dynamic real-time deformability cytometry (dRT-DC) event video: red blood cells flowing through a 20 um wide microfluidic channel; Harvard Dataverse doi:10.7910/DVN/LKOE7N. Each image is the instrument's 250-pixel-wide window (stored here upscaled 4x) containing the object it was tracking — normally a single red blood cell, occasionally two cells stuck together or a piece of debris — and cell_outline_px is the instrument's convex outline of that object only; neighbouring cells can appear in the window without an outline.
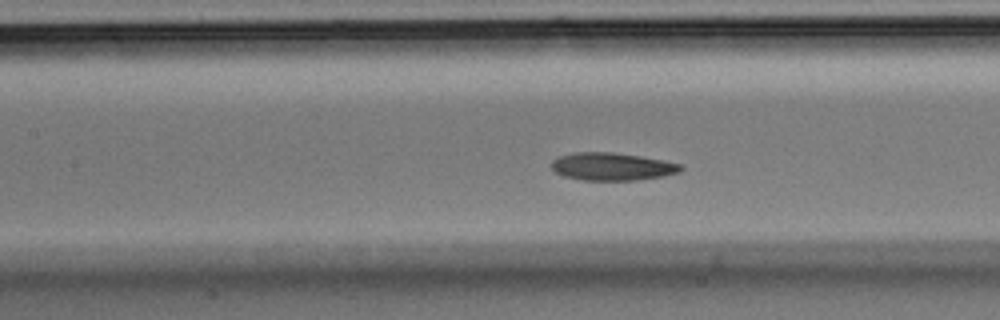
{"species": "Egyptian fruit bat (a non-hibernating species)", "species_latin": "Rousettus aegyptiacus", "temperature_condition": "room temperature", "stored_images_in_passage": 41, "camera_frame_rate_fps": 3000, "um_per_image_px": 0.085, "animal": {"sex": "male"}, "frame": {"image": 1, "passage_image": 13, "time_ms": 4.0, "image_size_px": [1000, 320], "cell_outline_px": [[684, 168], [680, 172], [664, 176], [636, 180], [584, 180], [564, 176], [556, 172], [552, 168], [552, 160], [556, 156], [572, 152], [612, 152], [640, 156], [664, 160], [680, 164]], "centroid_in_image_um": [52.02, 14.15], "position_along_channel_um": 155.4, "area_um2": 20.98}}
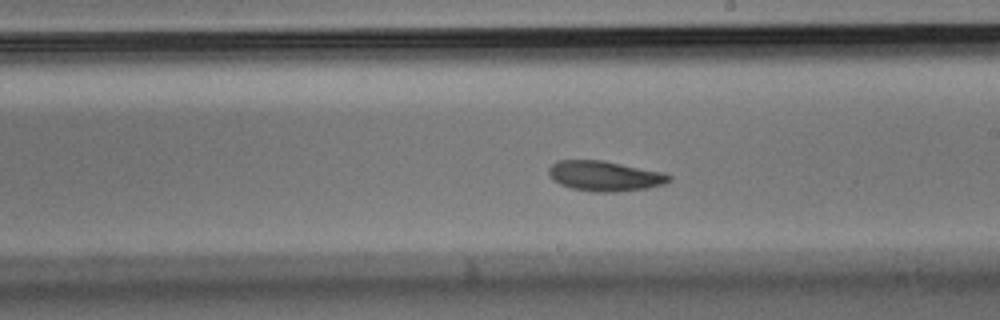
{"frame": {"image": 2, "passage_image": 19, "time_ms": 6.0, "image_size_px": [1000, 320], "cell_outline_px": [[672, 180], [664, 184], [648, 188], [616, 192], [596, 192], [572, 188], [560, 184], [552, 180], [548, 172], [548, 168], [556, 160], [600, 160], [664, 172], [672, 176]], "centroid_in_image_um": [51.41, 14.96], "position_along_channel_um": 237.6, "area_um2": 21.21}}
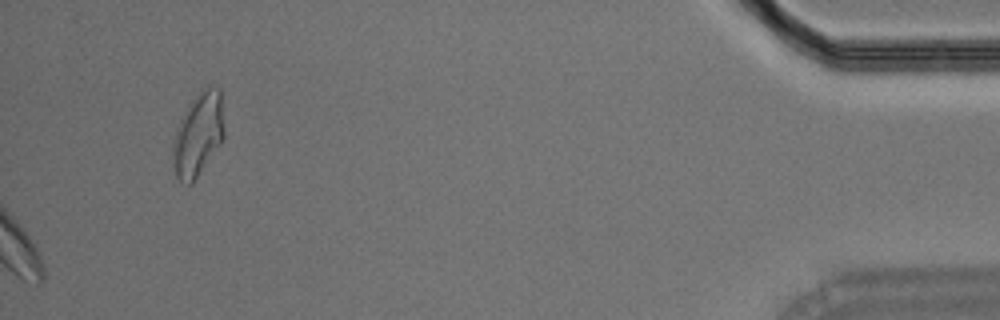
{"frame": {"image": 3, "passage_image": 41, "time_ms": 13.333, "image_size_px": [1000, 320], "cell_outline_px": [[224, 140], [192, 184], [188, 184], [180, 180], [176, 176], [172, 164], [172, 140], [176, 128], [180, 120], [192, 100], [200, 88], [208, 84], [220, 88], [224, 128]], "centroid_in_image_um": [16.85, 11.41], "position_along_channel_um": 418.4, "area_um2": 25.37}}